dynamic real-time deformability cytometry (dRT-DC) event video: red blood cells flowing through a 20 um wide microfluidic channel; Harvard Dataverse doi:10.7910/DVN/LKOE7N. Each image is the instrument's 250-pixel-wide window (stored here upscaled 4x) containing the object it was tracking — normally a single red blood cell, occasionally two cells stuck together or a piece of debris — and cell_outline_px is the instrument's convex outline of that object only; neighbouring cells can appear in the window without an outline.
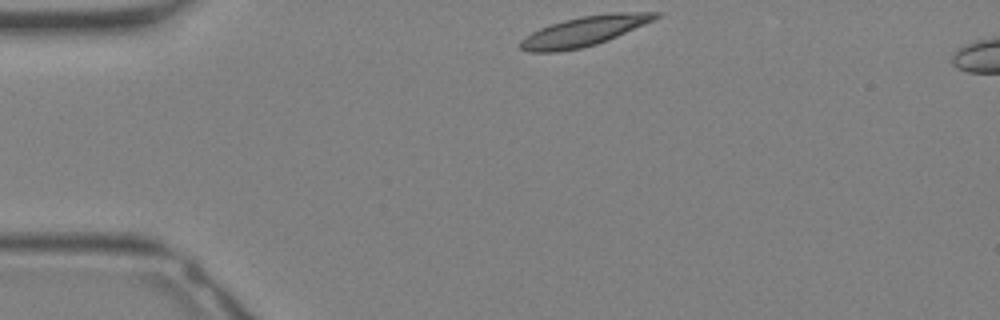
{"species": "Egyptian fruit bat (a non-hibernating species)", "species_latin": "Rousettus aegyptiacus", "temperature_condition": "warm", "stored_images_in_passage": 9, "camera_frame_rate_fps": 3000, "um_per_image_px": 0.085, "animal": {"sex": "female"}, "frame": {"image": 1, "passage_image": 1, "time_ms": 0.0, "image_size_px": [1000, 320], "cell_outline_px": [[664, 12], [656, 20], [608, 40], [596, 44], [580, 48], [556, 52], [528, 52], [520, 48], [520, 40], [524, 36], [540, 28], [564, 20], [580, 16], [608, 12]], "centroid_in_image_um": [49.7, 2.63], "position_along_channel_um": 35.3, "area_um2": 23.64}}
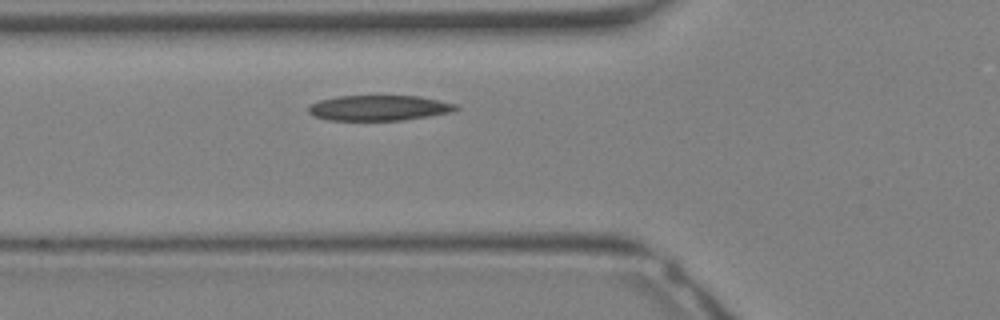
{"frame": {"image": 2, "passage_image": 6, "time_ms": 1.667, "image_size_px": [1000, 320], "cell_outline_px": [[460, 108], [452, 112], [404, 120], [328, 120], [312, 116], [308, 112], [308, 108], [312, 104], [320, 100], [336, 96], [420, 96], [440, 100], [456, 104]], "centroid_in_image_um": [32.22, 9.17], "position_along_channel_um": 93.6, "area_um2": 21.85}}
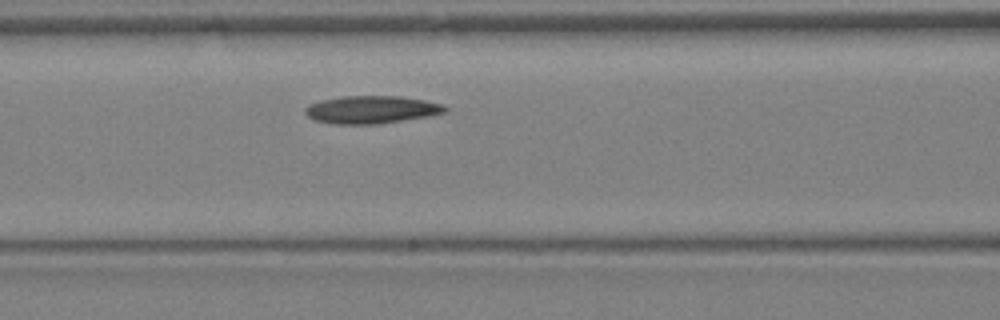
{"frame": {"image": 3, "passage_image": 8, "time_ms": 2.333, "image_size_px": [1000, 320], "cell_outline_px": [[448, 112], [428, 116], [380, 124], [336, 124], [312, 120], [304, 112], [304, 108], [308, 104], [320, 100], [344, 96], [400, 96], [424, 100], [444, 104], [448, 108]], "centroid_in_image_um": [31.57, 9.32], "position_along_channel_um": 135.0, "area_um2": 22.83}}